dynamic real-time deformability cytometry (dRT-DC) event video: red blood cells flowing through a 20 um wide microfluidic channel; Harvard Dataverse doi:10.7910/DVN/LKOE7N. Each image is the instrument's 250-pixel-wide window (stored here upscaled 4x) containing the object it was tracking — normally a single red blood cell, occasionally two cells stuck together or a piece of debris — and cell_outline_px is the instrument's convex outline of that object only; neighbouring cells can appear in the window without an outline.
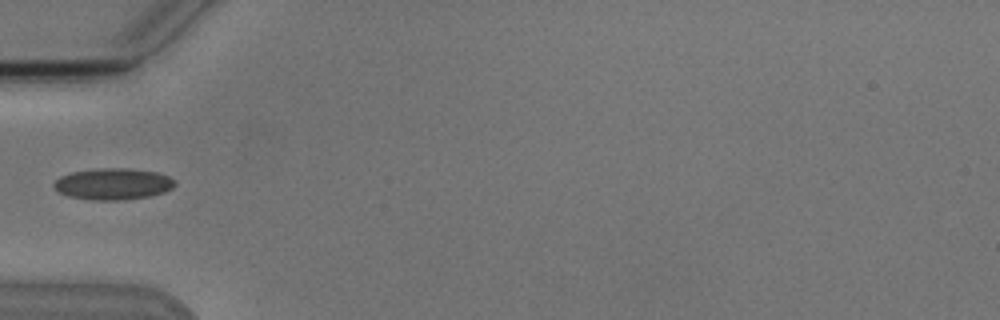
{"species": "Egyptian fruit bat (a non-hibernating species)", "species_latin": "Rousettus aegyptiacus", "temperature_condition": "cold", "stored_images_in_passage": 4, "camera_frame_rate_fps": 3000, "um_per_image_px": 0.085, "animal": {"sex": "male"}, "frame": {"image": 1, "passage_image": 4, "time_ms": 4.333, "image_size_px": [1000, 320], "cell_outline_px": [[176, 184], [172, 188], [164, 192], [148, 196], [124, 200], [92, 200], [68, 196], [60, 192], [52, 184], [60, 176], [72, 172], [100, 168], [128, 168], [156, 172], [168, 176], [176, 180]], "centroid_in_image_um": [9.63, 15.63], "position_along_channel_um": 75.4, "area_um2": 22.14}}